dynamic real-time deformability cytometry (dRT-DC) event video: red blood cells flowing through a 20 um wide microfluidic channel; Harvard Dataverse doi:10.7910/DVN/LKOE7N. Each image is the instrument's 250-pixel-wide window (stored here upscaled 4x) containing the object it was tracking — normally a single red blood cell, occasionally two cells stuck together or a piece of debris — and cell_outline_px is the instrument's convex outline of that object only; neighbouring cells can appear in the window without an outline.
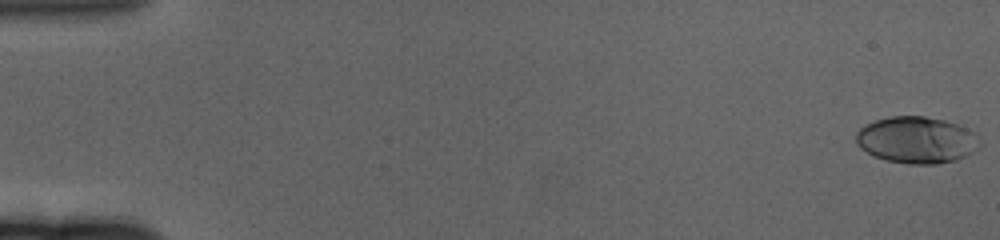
{"species": "human", "species_latin": "Homo sapiens", "temperature_condition": "cold", "stored_images_in_passage": 62, "camera_frame_rate_fps": 3000, "um_per_image_px": 0.085, "donor": {"sex": "female"}, "frame": {"image": 1, "passage_image": 1, "time_ms": 0.0, "image_size_px": [1000, 240], "cell_outline_px": [[980, 148], [964, 156], [952, 160], [936, 164], [908, 164], [884, 160], [860, 148], [856, 144], [856, 132], [864, 124], [888, 116], [924, 116], [944, 120], [968, 128], [980, 136]], "centroid_in_image_um": [77.91, 11.89], "position_along_channel_um": 7.1, "area_um2": 33.81}}
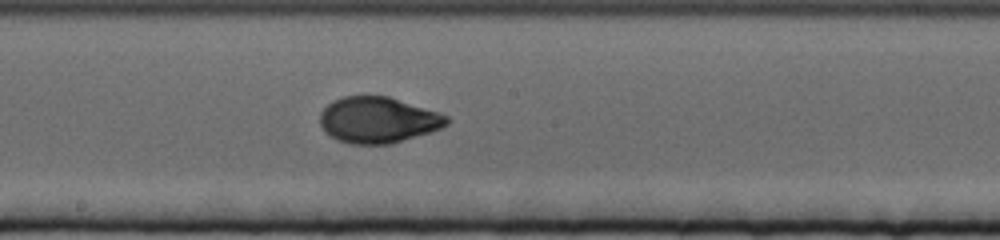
{"frame": {"image": 2, "passage_image": 35, "time_ms": 11.333, "image_size_px": [1000, 240], "cell_outline_px": [[452, 120], [448, 124], [440, 128], [428, 132], [388, 144], [348, 144], [336, 140], [320, 124], [320, 112], [332, 100], [344, 96], [388, 96], [440, 112], [448, 116]], "centroid_in_image_um": [32.14, 10.18], "position_along_channel_um": 216.1, "area_um2": 33.87}}
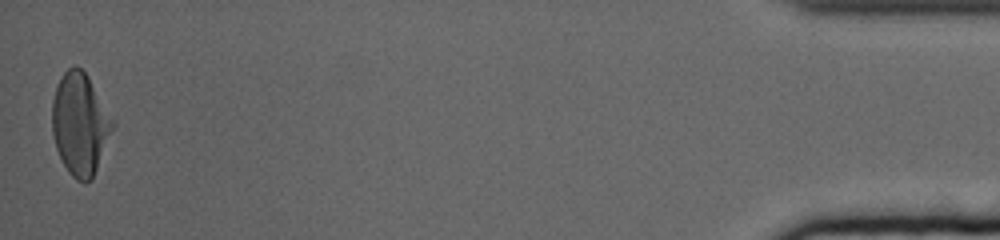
{"frame": {"image": 3, "passage_image": 62, "time_ms": 20.333, "image_size_px": [1000, 240], "cell_outline_px": [[116, 124], [92, 180], [84, 184], [76, 180], [68, 172], [56, 148], [52, 132], [52, 100], [56, 84], [64, 72], [68, 68], [76, 64], [84, 72], [116, 120]], "centroid_in_image_um": [6.82, 10.55], "position_along_channel_um": 428.4, "area_um2": 36.36}, "authors_computed_cell_mechanics": {"area_um2": 33.6685, "velocity_mm_per_s": 3.3049, "shape_relaxation_time_tau1_ms": 4.5361, "shape_relaxation_time_tau2_ms": 1.011, "deformation_change_tau1": 0.189, "deformation_change_tau2": 0.0446}}